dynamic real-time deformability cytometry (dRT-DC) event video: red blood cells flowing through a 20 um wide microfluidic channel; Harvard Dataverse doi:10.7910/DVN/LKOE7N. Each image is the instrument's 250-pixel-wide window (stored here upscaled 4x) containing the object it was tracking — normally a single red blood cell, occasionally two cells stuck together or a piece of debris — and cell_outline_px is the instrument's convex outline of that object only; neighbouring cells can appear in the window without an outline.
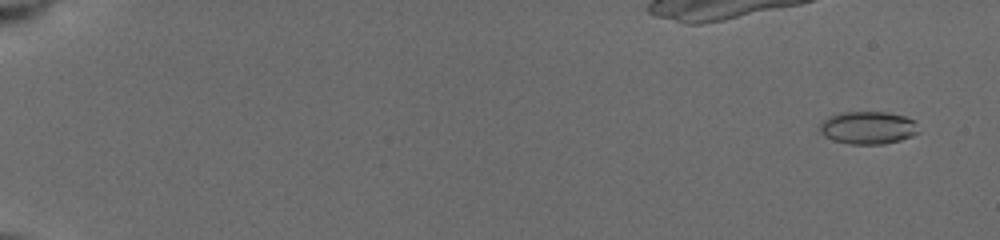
{"species": "common noctule bat (a hibernating species)", "species_latin": "Nyctalus noctula", "temperature_condition": "cold", "stored_images_in_passage": 29, "camera_frame_rate_fps": 3000, "um_per_image_px": 0.085, "animal": {"sex": "female", "body_mass_g": 19.5, "forearm_length_mm": 54.1}, "frame": {"image": 1, "passage_image": 6, "time_ms": 1.0, "image_size_px": [1000, 240], "cell_outline_px": [[920, 132], [912, 136], [900, 140], [884, 144], [848, 144], [832, 140], [824, 136], [820, 132], [820, 124], [828, 116], [840, 112], [888, 112], [904, 116], [916, 120]], "centroid_in_image_um": [73.8, 10.85], "position_along_channel_um": 11.2, "area_um2": 19.13}}
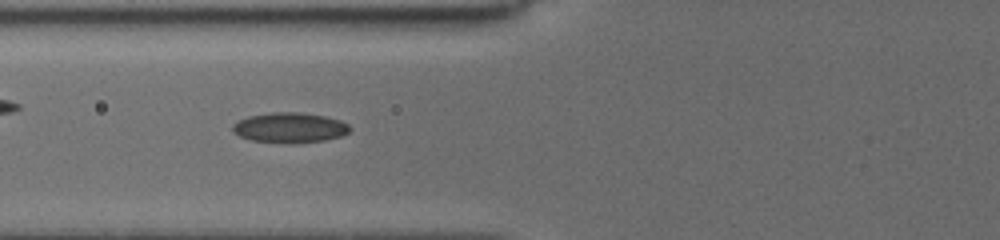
{"frame": {"image": 2, "passage_image": 26, "time_ms": 8.0, "image_size_px": [1000, 240], "cell_outline_px": [[352, 128], [348, 132], [340, 136], [324, 140], [292, 144], [284, 144], [248, 140], [232, 132], [232, 124], [248, 116], [272, 112], [296, 112], [324, 116], [340, 120], [348, 124]], "centroid_in_image_um": [24.59, 10.87], "position_along_channel_um": 101.2, "area_um2": 20.81}}
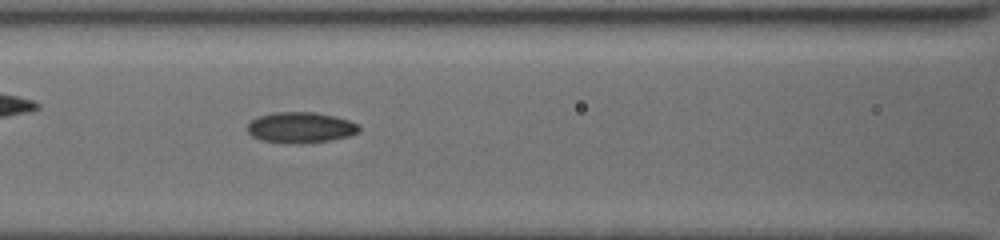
{"frame": {"image": 3, "passage_image": 29, "time_ms": 9.0, "image_size_px": [1000, 240], "cell_outline_px": [[360, 132], [352, 136], [332, 140], [304, 144], [284, 144], [260, 140], [252, 136], [248, 132], [248, 124], [252, 120], [260, 116], [276, 112], [312, 112], [332, 116], [348, 120], [356, 124], [360, 128]], "centroid_in_image_um": [25.56, 10.87], "position_along_channel_um": 141.0, "area_um2": 20.23}}